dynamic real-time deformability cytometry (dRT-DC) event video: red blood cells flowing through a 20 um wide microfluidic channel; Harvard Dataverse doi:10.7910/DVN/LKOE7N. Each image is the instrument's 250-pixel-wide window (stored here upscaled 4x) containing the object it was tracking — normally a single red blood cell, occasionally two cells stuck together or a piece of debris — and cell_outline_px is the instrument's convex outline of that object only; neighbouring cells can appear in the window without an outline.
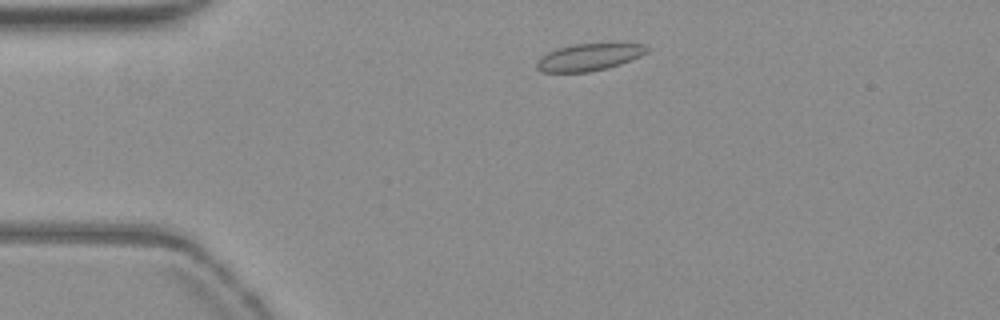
{"species": "common noctule bat (a hibernating species)", "species_latin": "Nyctalus noctula", "temperature_condition": "warm", "stored_images_in_passage": 48, "camera_frame_rate_fps": 3000, "um_per_image_px": 0.085, "animal": {"sex": "female", "body_mass_g": 19.3, "forearm_length_mm": 54.1}, "frame": {"image": 1, "passage_image": 5, "time_ms": 1.333, "image_size_px": [1000, 320], "cell_outline_px": [[652, 48], [648, 52], [640, 56], [620, 64], [608, 68], [588, 72], [540, 72], [536, 68], [536, 60], [540, 56], [556, 48], [576, 44], [616, 40], [644, 44]], "centroid_in_image_um": [50.14, 4.8], "position_along_channel_um": 34.9, "area_um2": 18.44}}
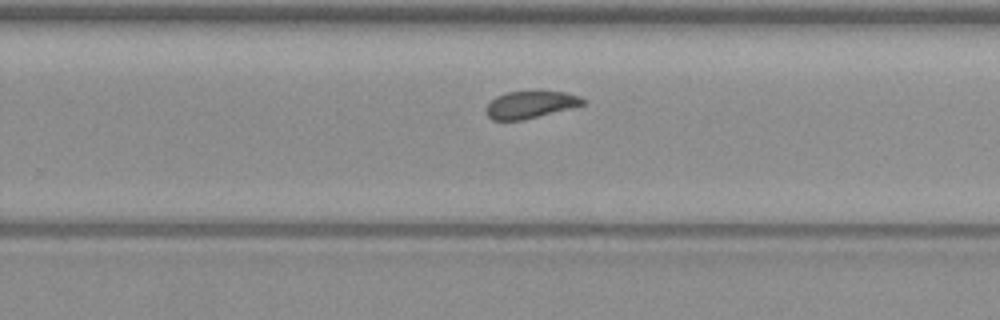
{"frame": {"image": 2, "passage_image": 28, "time_ms": 9.0, "image_size_px": [1000, 320], "cell_outline_px": [[588, 104], [524, 120], [492, 120], [488, 116], [484, 108], [496, 96], [508, 92], [532, 88], [540, 88], [564, 92], [580, 96], [588, 100]], "centroid_in_image_um": [45.16, 8.84], "position_along_channel_um": 284.6, "area_um2": 16.36}}
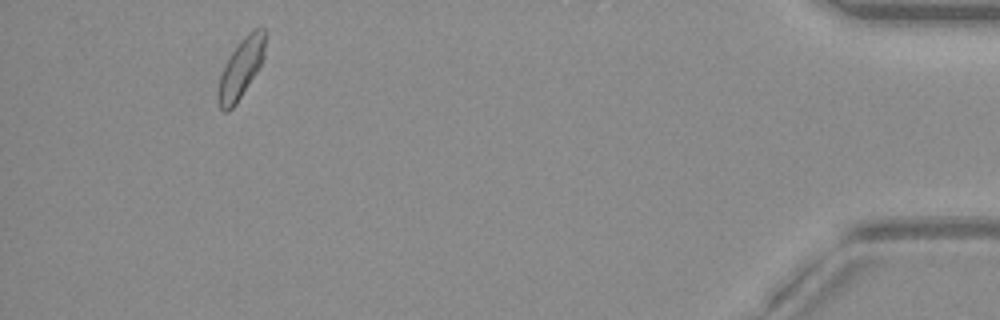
{"frame": {"image": 3, "passage_image": 44, "time_ms": 14.333, "image_size_px": [1000, 320], "cell_outline_px": [[264, 60], [236, 104], [228, 112], [224, 112], [220, 108], [216, 100], [216, 92], [220, 76], [224, 64], [240, 40], [252, 28], [264, 28]], "centroid_in_image_um": [20.44, 5.85], "position_along_channel_um": 414.8, "area_um2": 16.42}, "authors_computed_cell_mechanics": {"area_um2": 16.7331, "velocity_mm_per_s": 3.779, "shape_relaxation_time_tau1_ms": null, "shape_relaxation_time_tau2_ms": 0.9938, "deformation_change_tau1": null, "deformation_change_tau2": 0.0435}}